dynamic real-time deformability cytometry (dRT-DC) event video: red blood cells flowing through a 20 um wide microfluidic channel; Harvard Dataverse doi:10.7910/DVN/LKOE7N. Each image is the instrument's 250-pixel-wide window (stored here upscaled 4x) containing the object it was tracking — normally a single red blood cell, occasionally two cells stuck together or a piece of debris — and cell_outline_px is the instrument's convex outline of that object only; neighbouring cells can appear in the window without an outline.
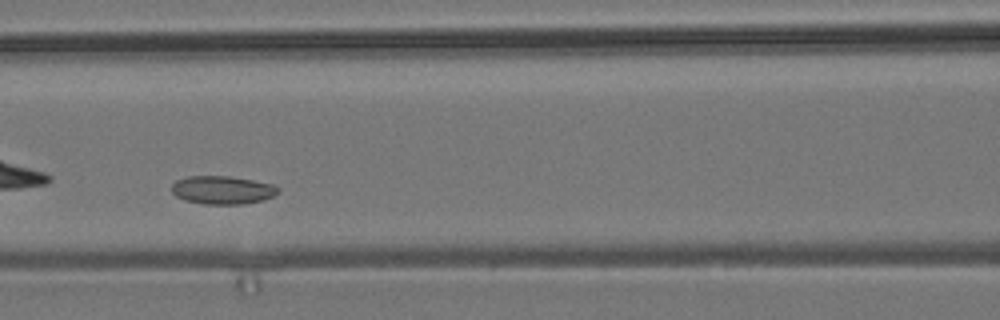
{"species": "common noctule bat (a hibernating species)", "species_latin": "Nyctalus noctula", "temperature_condition": "room temperature", "stored_images_in_passage": 47, "camera_frame_rate_fps": 3000, "um_per_image_px": 0.085, "animal": {"sex": "male", "body_mass_g": 19.2, "forearm_length_mm": 51.8}, "frame": {"image": 1, "passage_image": 13, "time_ms": 4.0, "image_size_px": [1000, 320], "cell_outline_px": [[280, 192], [264, 200], [244, 204], [204, 204], [184, 200], [176, 196], [172, 192], [172, 184], [176, 180], [188, 176], [228, 176], [252, 180], [272, 184], [280, 188]], "centroid_in_image_um": [18.91, 16.15], "position_along_channel_um": 147.7, "area_um2": 17.57}}
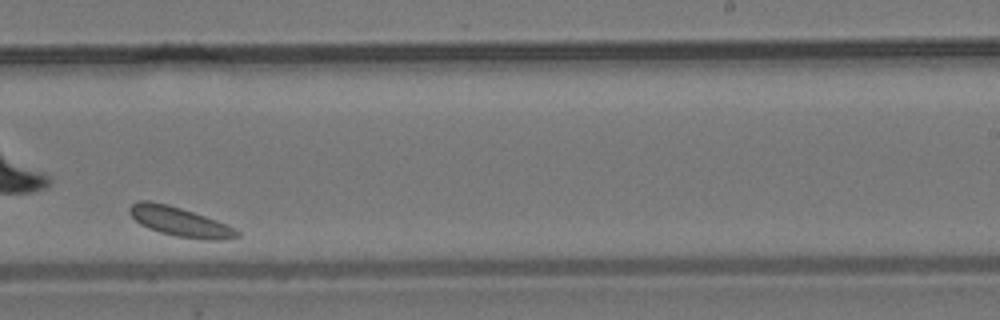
{"frame": {"image": 2, "passage_image": 24, "time_ms": 7.667, "image_size_px": [1000, 320], "cell_outline_px": [[240, 236], [224, 240], [204, 240], [176, 236], [160, 232], [148, 228], [140, 224], [128, 212], [128, 208], [132, 204], [140, 200], [148, 200], [168, 204], [216, 220], [236, 228], [240, 232]], "centroid_in_image_um": [15.3, 18.85], "position_along_channel_um": 273.7, "area_um2": 18.38}}
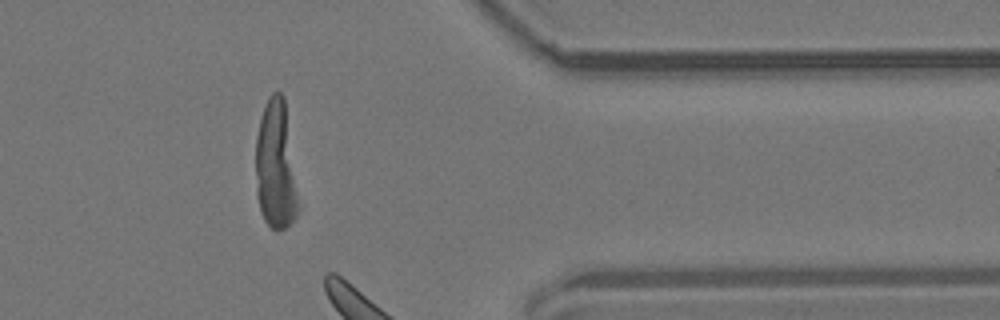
{"frame": {"image": 3, "passage_image": 35, "time_ms": 11.333, "image_size_px": [1000, 320], "cell_outline_px": [[300, 208], [296, 216], [284, 228], [276, 232], [264, 220], [260, 212], [256, 196], [256, 136], [260, 120], [268, 96], [272, 92], [280, 92], [284, 96]], "centroid_in_image_um": [23.43, 14.11], "position_along_channel_um": 388.0, "area_um2": 32.14}, "authors_computed_cell_mechanics": {"area_um2": 18.496, "velocity_mm_per_s": 3.4195, "shape_relaxation_time_tau1_ms": null, "shape_relaxation_time_tau2_ms": 4.576, "deformation_change_tau1": null, "deformation_change_tau2": 0.0773}}